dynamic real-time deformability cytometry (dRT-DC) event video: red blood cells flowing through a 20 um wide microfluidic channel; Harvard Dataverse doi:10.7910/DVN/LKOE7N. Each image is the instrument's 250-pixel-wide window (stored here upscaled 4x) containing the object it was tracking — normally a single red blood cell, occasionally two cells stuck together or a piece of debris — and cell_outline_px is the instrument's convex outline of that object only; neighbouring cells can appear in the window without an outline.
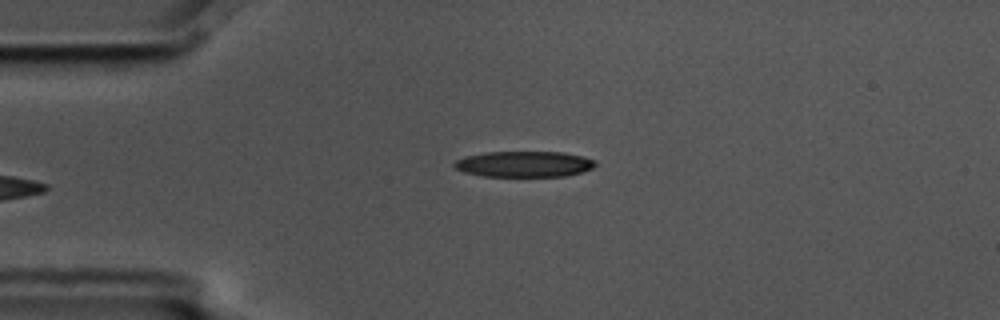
{"species": "common noctule bat (a hibernating species)", "species_latin": "Nyctalus noctula", "temperature_condition": "cold", "stored_images_in_passage": 3, "camera_frame_rate_fps": 3000, "um_per_image_px": 0.085, "animal": {"sex": "male", "body_mass_g": 17.5, "forearm_length_mm": 52.3}, "frame": {"image": 1, "passage_image": 3, "time_ms": 0.667, "image_size_px": [1000, 320], "cell_outline_px": [[596, 164], [592, 168], [584, 172], [564, 176], [484, 176], [464, 172], [456, 168], [452, 164], [456, 160], [464, 156], [484, 152], [564, 152], [584, 156], [596, 160]], "centroid_in_image_um": [44.57, 13.94], "position_along_channel_um": 40.4, "area_um2": 21.39}}